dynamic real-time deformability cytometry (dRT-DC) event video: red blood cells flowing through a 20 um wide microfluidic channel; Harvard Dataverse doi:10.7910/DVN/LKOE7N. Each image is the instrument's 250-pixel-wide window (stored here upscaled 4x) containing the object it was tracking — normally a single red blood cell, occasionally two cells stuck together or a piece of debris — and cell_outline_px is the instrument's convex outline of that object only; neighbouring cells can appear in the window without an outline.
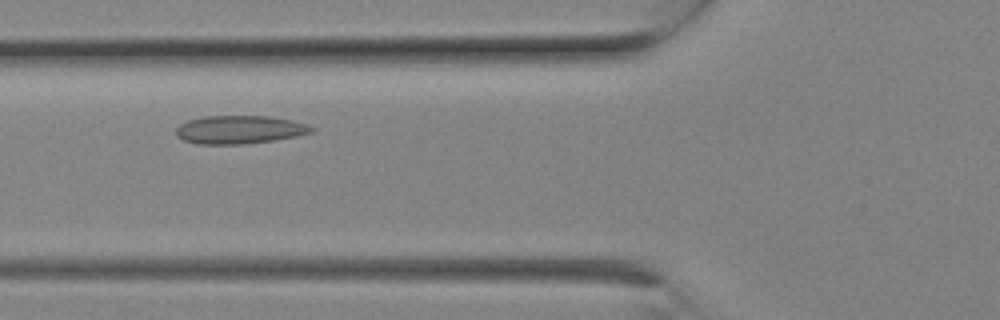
{"species": "Egyptian fruit bat (a non-hibernating species)", "species_latin": "Rousettus aegyptiacus", "temperature_condition": "room temperature", "stored_images_in_passage": 6, "camera_frame_rate_fps": 3000, "um_per_image_px": 0.085, "animal": {"sex": "female"}, "frame": {"image": 1, "passage_image": 5, "time_ms": 1.333, "image_size_px": [1000, 320], "cell_outline_px": [[316, 128], [312, 132], [296, 136], [272, 140], [240, 144], [196, 144], [184, 140], [176, 136], [176, 128], [180, 124], [188, 120], [204, 116], [268, 116], [292, 120], [308, 124]], "centroid_in_image_um": [20.35, 11.01], "position_along_channel_um": 105.4, "area_um2": 22.25}}
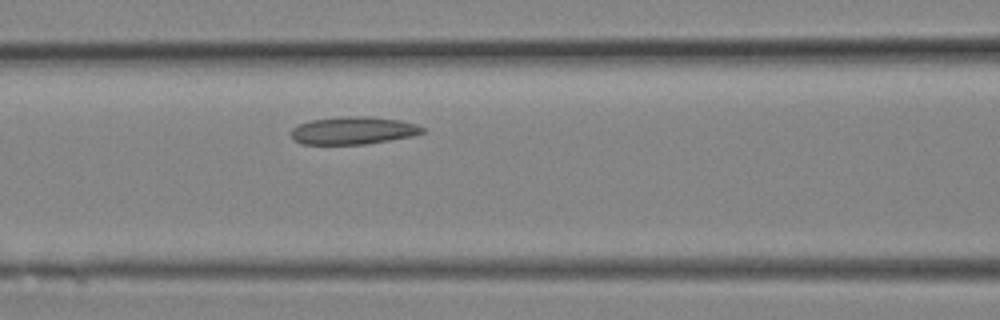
{"frame": {"image": 2, "passage_image": 6, "time_ms": 1.667, "image_size_px": [1000, 320], "cell_outline_px": [[424, 132], [412, 136], [364, 144], [300, 144], [292, 140], [292, 128], [296, 124], [308, 120], [340, 116], [372, 116], [400, 120], [416, 124], [424, 128]], "centroid_in_image_um": [29.97, 11.08], "position_along_channel_um": 136.6, "area_um2": 21.39}}